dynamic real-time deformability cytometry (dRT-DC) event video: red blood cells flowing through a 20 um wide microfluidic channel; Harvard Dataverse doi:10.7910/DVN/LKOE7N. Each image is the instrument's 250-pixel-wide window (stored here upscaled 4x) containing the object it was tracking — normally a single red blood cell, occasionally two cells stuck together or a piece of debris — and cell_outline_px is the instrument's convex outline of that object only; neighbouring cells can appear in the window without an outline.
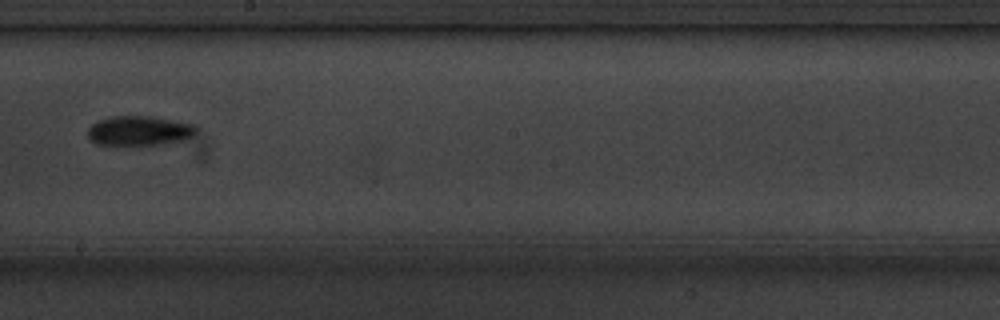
{"species": "common noctule bat (a hibernating species)", "species_latin": "Nyctalus noctula", "temperature_condition": "cold", "stored_images_in_passage": 9, "camera_frame_rate_fps": 3000, "um_per_image_px": 0.085, "animal": {"sex": "male", "body_mass_g": 20.1, "forearm_length_mm": 53.5}, "frame": {"image": 1, "passage_image": 7, "time_ms": 7.0, "image_size_px": [1000, 320], "cell_outline_px": [[196, 132], [192, 136], [180, 140], [160, 144], [96, 144], [88, 140], [88, 128], [92, 124], [108, 116], [152, 116], [192, 124], [196, 128]], "centroid_in_image_um": [11.78, 11.1], "position_along_channel_um": 236.4, "area_um2": 18.44}}